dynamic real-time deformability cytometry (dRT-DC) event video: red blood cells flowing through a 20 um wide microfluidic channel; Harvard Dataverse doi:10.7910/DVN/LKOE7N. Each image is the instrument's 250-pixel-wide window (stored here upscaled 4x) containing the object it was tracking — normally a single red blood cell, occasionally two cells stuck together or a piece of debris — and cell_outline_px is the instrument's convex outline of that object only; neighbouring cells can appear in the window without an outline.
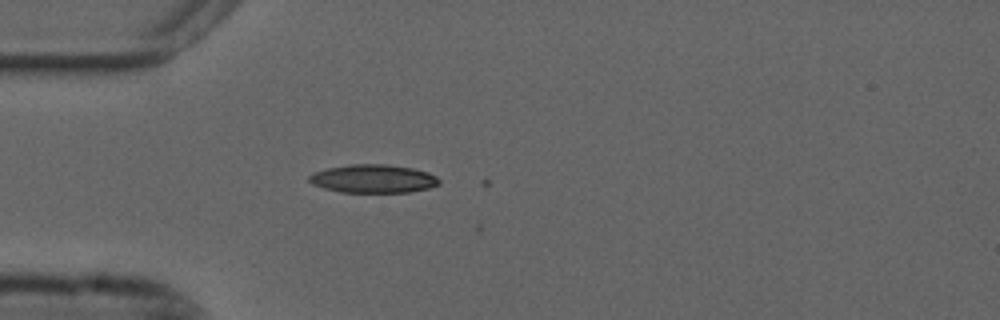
{"species": "common noctule bat (a hibernating species)", "species_latin": "Nyctalus noctula", "temperature_condition": "cold", "stored_images_in_passage": 3, "camera_frame_rate_fps": 3000, "um_per_image_px": 0.085, "animal": {"sex": "male", "forearm_length_mm": 52.5}, "frame": {"image": 1, "passage_image": 2, "time_ms": 0.333, "image_size_px": [1000, 320], "cell_outline_px": [[440, 184], [428, 188], [408, 192], [340, 192], [324, 188], [312, 184], [308, 180], [308, 176], [312, 172], [328, 168], [352, 164], [388, 164], [412, 168], [428, 172], [436, 176], [440, 180]], "centroid_in_image_um": [31.71, 15.19], "position_along_channel_um": 53.3, "area_um2": 21.5}}